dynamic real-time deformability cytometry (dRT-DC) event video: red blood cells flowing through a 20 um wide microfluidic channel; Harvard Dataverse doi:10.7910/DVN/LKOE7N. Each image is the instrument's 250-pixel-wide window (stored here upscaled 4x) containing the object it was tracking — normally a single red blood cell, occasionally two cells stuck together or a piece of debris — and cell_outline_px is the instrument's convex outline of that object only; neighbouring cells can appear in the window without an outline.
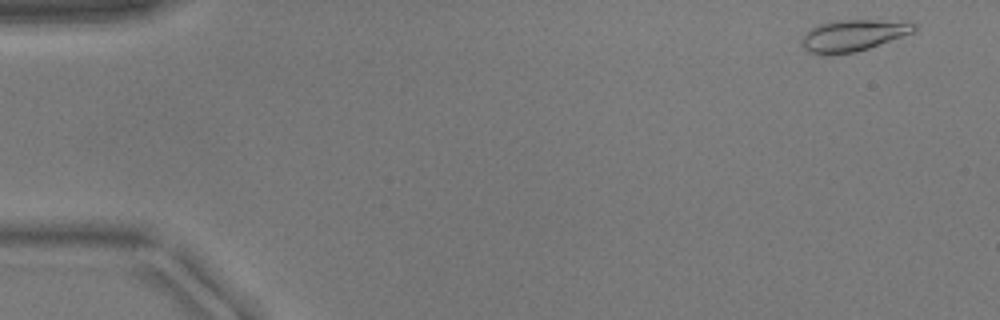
{"species": "common noctule bat (a hibernating species)", "species_latin": "Nyctalus noctula", "temperature_condition": "warm", "stored_images_in_passage": 9, "camera_frame_rate_fps": 3000, "um_per_image_px": 0.085, "animal": {"sex": "male", "body_mass_g": 17.9}, "frame": {"image": 1, "passage_image": 2, "time_ms": 0.333, "image_size_px": [1000, 320], "cell_outline_px": [[916, 28], [912, 32], [868, 48], [856, 52], [808, 52], [800, 44], [800, 40], [816, 24], [836, 20], [872, 20], [916, 24]], "centroid_in_image_um": [72.45, 2.99], "position_along_channel_um": 12.5, "area_um2": 19.65}}